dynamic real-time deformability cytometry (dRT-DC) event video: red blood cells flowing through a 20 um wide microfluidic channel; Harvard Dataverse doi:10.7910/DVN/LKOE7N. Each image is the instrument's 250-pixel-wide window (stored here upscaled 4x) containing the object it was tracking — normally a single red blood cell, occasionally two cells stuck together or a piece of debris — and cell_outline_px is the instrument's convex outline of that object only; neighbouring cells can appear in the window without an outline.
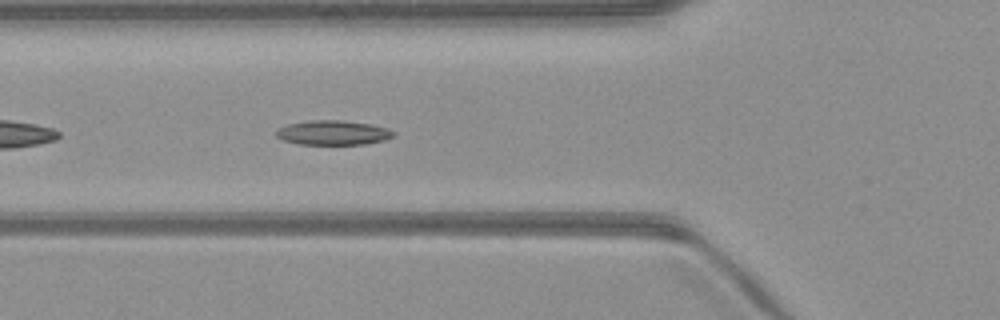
{"species": "common noctule bat (a hibernating species)", "species_latin": "Nyctalus noctula", "temperature_condition": "warm", "stored_images_in_passage": 38, "camera_frame_rate_fps": 3000, "um_per_image_px": 0.085, "animal": {"sex": "male", "body_mass_g": 23.1, "forearm_length_mm": 52.7}, "frame": {"image": 1, "passage_image": 5, "time_ms": 1.333, "image_size_px": [1000, 320], "cell_outline_px": [[396, 136], [384, 140], [364, 144], [300, 144], [284, 140], [276, 136], [276, 128], [288, 124], [308, 120], [344, 120], [372, 124], [388, 128], [396, 132]], "centroid_in_image_um": [28.34, 11.26], "position_along_channel_um": 97.5, "area_um2": 16.94}}
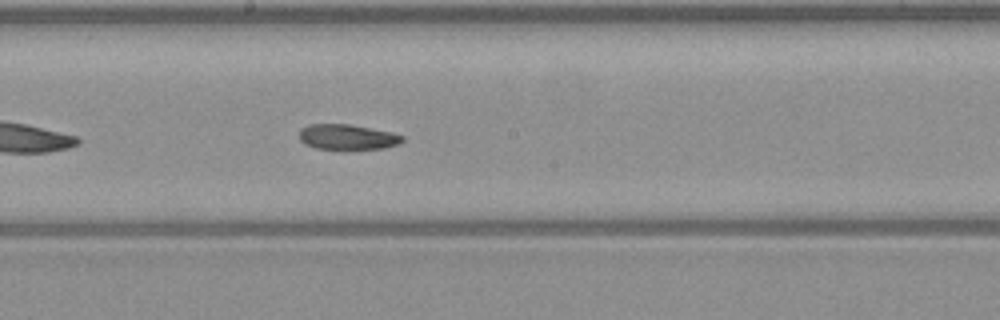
{"frame": {"image": 2, "passage_image": 14, "time_ms": 4.333, "image_size_px": [1000, 320], "cell_outline_px": [[404, 140], [400, 144], [384, 148], [344, 152], [316, 148], [304, 144], [300, 140], [300, 128], [308, 124], [348, 124], [392, 132], [404, 136]], "centroid_in_image_um": [29.53, 11.69], "position_along_channel_um": 218.7, "area_um2": 16.01}}
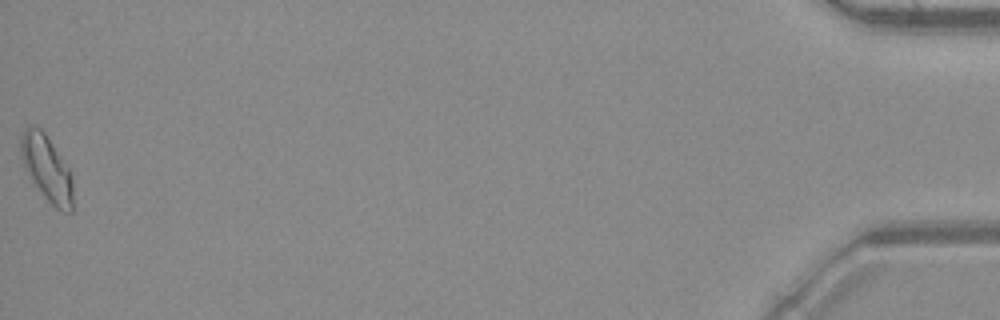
{"frame": {"image": 3, "passage_image": 38, "time_ms": 12.333, "image_size_px": [1000, 320], "cell_outline_px": [[72, 212], [64, 212], [56, 208], [44, 196], [32, 180], [24, 168], [20, 156], [20, 136], [24, 128], [28, 124], [40, 128], [44, 132], [68, 168], [72, 180]], "centroid_in_image_um": [3.93, 14.27], "position_along_channel_um": 431.3, "area_um2": 19.77}}